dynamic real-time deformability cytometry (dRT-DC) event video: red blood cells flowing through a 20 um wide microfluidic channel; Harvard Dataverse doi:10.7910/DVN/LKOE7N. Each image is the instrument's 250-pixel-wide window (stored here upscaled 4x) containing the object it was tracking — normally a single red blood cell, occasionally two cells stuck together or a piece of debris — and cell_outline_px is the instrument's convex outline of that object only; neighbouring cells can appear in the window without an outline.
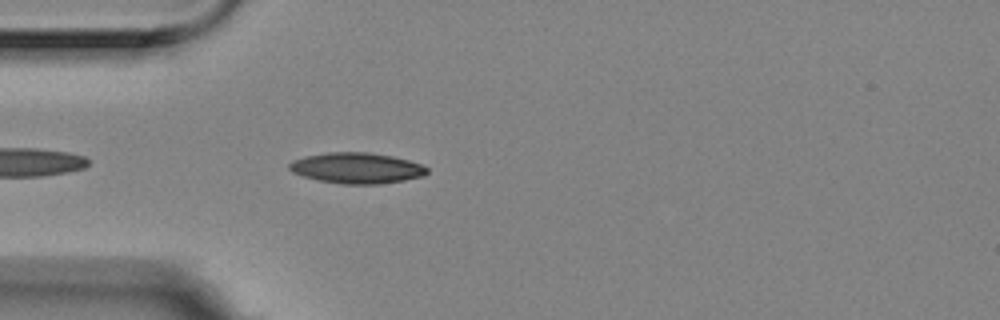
{"species": "Egyptian fruit bat (a non-hibernating species)", "species_latin": "Rousettus aegyptiacus", "temperature_condition": "room temperature", "stored_images_in_passage": 8, "camera_frame_rate_fps": 3000, "um_per_image_px": 0.085, "animal": {"sex": "female"}, "frame": {"image": 1, "passage_image": 3, "time_ms": 0.667, "image_size_px": [1000, 320], "cell_outline_px": [[428, 172], [424, 176], [404, 180], [380, 184], [344, 184], [320, 180], [304, 176], [292, 172], [288, 168], [288, 164], [292, 160], [304, 156], [328, 152], [368, 152], [392, 156], [408, 160], [420, 164], [428, 168]], "centroid_in_image_um": [30.31, 14.28], "position_along_channel_um": 54.7, "area_um2": 24.68}}
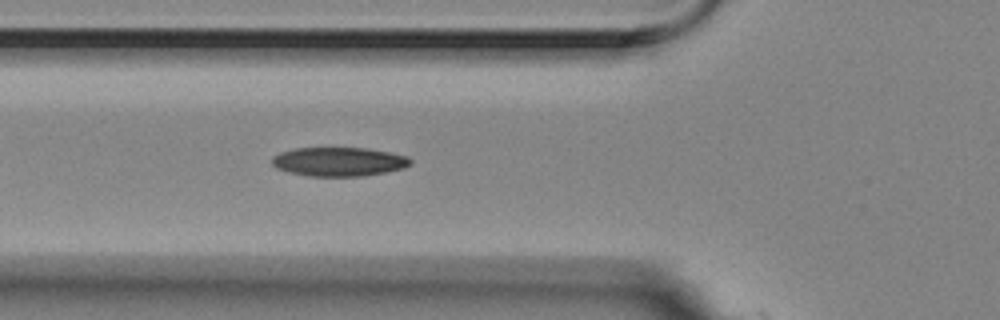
{"frame": {"image": 2, "passage_image": 7, "time_ms": 2.0, "image_size_px": [1000, 320], "cell_outline_px": [[412, 164], [404, 168], [364, 176], [308, 176], [288, 172], [276, 168], [272, 164], [272, 156], [280, 152], [296, 148], [368, 148], [408, 156], [412, 160]], "centroid_in_image_um": [28.8, 13.74], "position_along_channel_um": 97.0, "area_um2": 23.47}}